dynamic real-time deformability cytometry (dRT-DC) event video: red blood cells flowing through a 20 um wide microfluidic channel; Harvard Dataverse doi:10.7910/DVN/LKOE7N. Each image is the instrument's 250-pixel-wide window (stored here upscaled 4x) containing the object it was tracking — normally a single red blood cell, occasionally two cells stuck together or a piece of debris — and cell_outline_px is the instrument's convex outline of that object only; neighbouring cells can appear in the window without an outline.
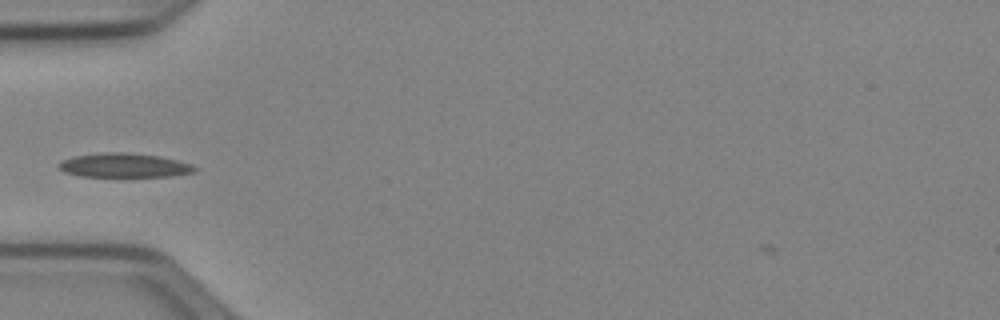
{"species": "Egyptian fruit bat (a non-hibernating species)", "species_latin": "Rousettus aegyptiacus", "temperature_condition": "cold", "stored_images_in_passage": 4, "camera_frame_rate_fps": 3000, "um_per_image_px": 0.085, "animal": {"sex": "female"}, "frame": {"image": 1, "passage_image": 2, "time_ms": 0.333, "image_size_px": [1000, 320], "cell_outline_px": [[196, 172], [172, 176], [80, 176], [64, 172], [56, 164], [60, 160], [72, 156], [104, 152], [128, 152], [160, 156], [192, 164], [196, 168]], "centroid_in_image_um": [10.52, 14.04], "position_along_channel_um": 74.5, "area_um2": 19.25}}